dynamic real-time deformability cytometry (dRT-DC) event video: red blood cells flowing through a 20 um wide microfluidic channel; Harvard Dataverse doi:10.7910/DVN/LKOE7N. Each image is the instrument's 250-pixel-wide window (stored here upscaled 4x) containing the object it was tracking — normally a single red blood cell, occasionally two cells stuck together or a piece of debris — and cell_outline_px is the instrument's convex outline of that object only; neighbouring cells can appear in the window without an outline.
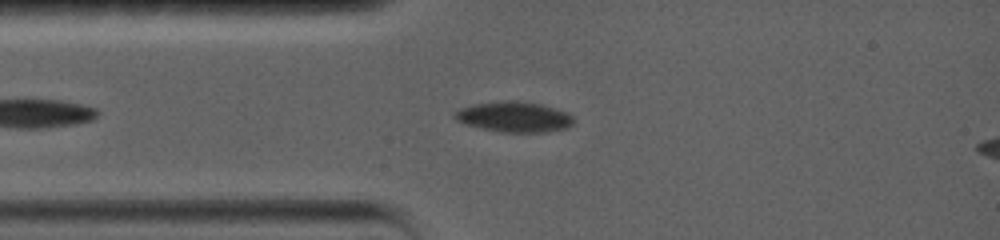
{"species": "common noctule bat (a hibernating species)", "species_latin": "Nyctalus noctula", "temperature_condition": "warm", "stored_images_in_passage": 46, "camera_frame_rate_fps": 5000, "um_per_image_px": 0.085, "animal": {"sex": "female", "body_mass_g": 19.0, "forearm_length_mm": 56.7}, "frame": {"image": 1, "passage_image": 5, "time_ms": 1.4, "image_size_px": [1000, 240], "cell_outline_px": [[576, 120], [568, 128], [544, 132], [500, 132], [480, 128], [464, 124], [456, 120], [452, 116], [460, 108], [472, 104], [500, 100], [516, 100], [540, 104], [568, 112]], "centroid_in_image_um": [43.69, 9.93], "position_along_channel_um": 41.3, "area_um2": 21.39}}
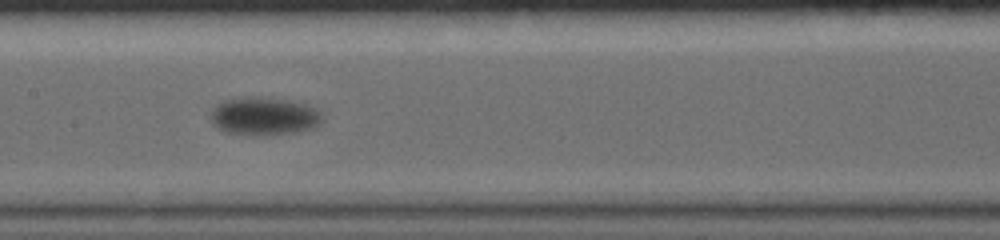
{"frame": {"image": 2, "passage_image": 16, "time_ms": 6.0, "image_size_px": [1000, 240], "cell_outline_px": [[324, 112], [320, 124], [312, 128], [296, 132], [224, 132], [216, 128], [212, 124], [212, 108], [224, 100], [256, 96], [288, 100], [308, 104]], "centroid_in_image_um": [22.49, 9.82], "position_along_channel_um": 184.9, "area_um2": 23.99}}
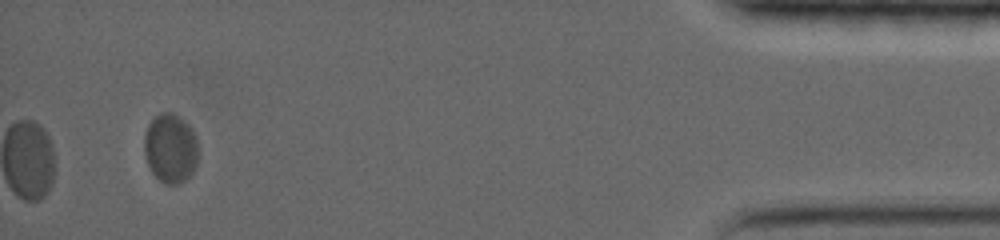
{"frame": {"image": 3, "passage_image": 46, "time_ms": 16.2, "image_size_px": [1000, 240], "cell_outline_px": [[196, 164], [192, 172], [184, 180], [176, 184], [164, 184], [152, 172], [148, 164], [144, 152], [144, 136], [148, 124], [160, 112], [172, 112], [184, 120], [188, 124], [196, 136]], "centroid_in_image_um": [14.47, 12.58], "position_along_channel_um": 420.7, "area_um2": 21.56}, "authors_computed_cell_mechanics": {"area_um2": 23.6402, "velocity_mm_per_s": 3.2232, "shape_relaxation_time_tau1_ms": 1.1218, "shape_relaxation_time_tau2_ms": null, "deformation_change_tau1": 0.0546, "deformation_change_tau2": null}}